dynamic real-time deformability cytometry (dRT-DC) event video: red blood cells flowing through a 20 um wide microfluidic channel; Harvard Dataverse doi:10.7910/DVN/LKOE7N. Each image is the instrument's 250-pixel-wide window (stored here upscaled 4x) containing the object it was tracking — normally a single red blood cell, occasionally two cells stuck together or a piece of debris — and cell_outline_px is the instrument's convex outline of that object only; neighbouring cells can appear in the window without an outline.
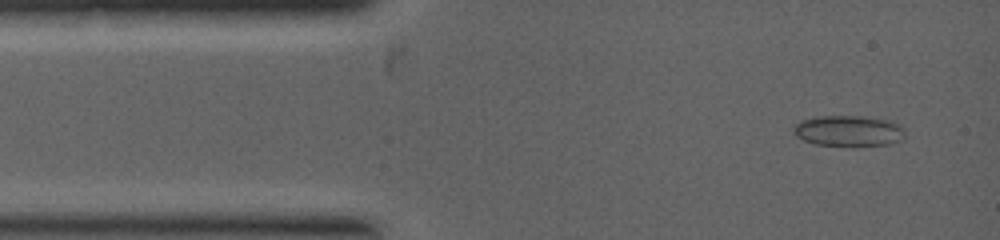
{"species": "common noctule bat (a hibernating species)", "species_latin": "Nyctalus noctula", "temperature_condition": "warm", "stored_images_in_passage": 3, "segment_of_instrument_passage": [2, 2], "camera_frame_rate_fps": 5000, "um_per_image_px": 0.085, "animal": {"sex": "female", "body_mass_g": 19.0, "forearm_length_mm": 53.3}, "frame": {"image": 1, "passage_image": 3, "time_ms": 2.2, "image_size_px": [1000, 240], "cell_outline_px": [[904, 140], [888, 144], [816, 144], [804, 140], [796, 136], [792, 132], [792, 128], [800, 120], [816, 116], [860, 116], [888, 120], [900, 124], [904, 128]], "centroid_in_image_um": [72.12, 11.09], "position_along_channel_um": 12.9, "area_um2": 19.71}}